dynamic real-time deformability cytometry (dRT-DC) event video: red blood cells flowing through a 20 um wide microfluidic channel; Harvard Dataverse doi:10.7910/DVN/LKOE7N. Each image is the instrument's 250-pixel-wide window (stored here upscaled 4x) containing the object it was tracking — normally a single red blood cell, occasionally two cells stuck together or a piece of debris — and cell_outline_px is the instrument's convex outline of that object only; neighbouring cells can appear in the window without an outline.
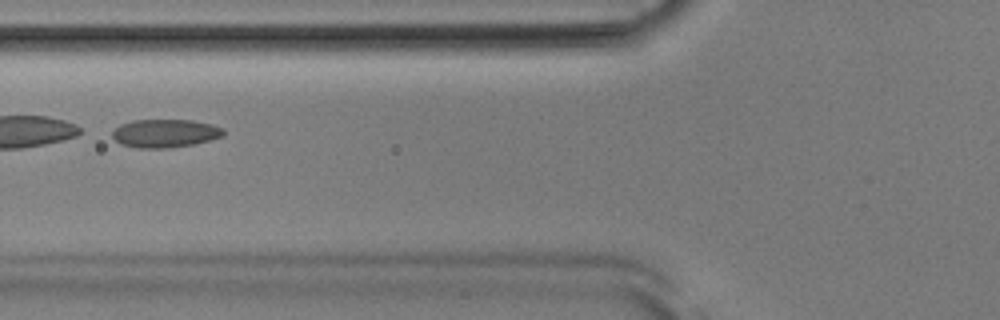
{"species": "Egyptian fruit bat (a non-hibernating species)", "species_latin": "Rousettus aegyptiacus", "temperature_condition": "room temperature", "stored_images_in_passage": 30, "camera_frame_rate_fps": 3000, "um_per_image_px": 0.085, "animal": {"sex": "male"}, "frame": {"image": 1, "passage_image": 9, "time_ms": 2.667, "image_size_px": [1000, 320], "cell_outline_px": [[224, 136], [192, 144], [168, 148], [136, 148], [120, 144], [112, 136], [112, 132], [120, 124], [132, 120], [192, 120], [212, 124], [224, 128]], "centroid_in_image_um": [14.02, 11.33], "position_along_channel_um": 111.8, "area_um2": 18.32}, "authors_computed_cell_mechanics": {"area_um2": 18.0047, "velocity_mm_per_s": 3.8648, "shape_relaxation_time_tau1_ms": 3.499, "shape_relaxation_time_tau2_ms": 1.5681, "deformation_change_tau1": 0.0989, "deformation_change_tau2": 0.0791}}